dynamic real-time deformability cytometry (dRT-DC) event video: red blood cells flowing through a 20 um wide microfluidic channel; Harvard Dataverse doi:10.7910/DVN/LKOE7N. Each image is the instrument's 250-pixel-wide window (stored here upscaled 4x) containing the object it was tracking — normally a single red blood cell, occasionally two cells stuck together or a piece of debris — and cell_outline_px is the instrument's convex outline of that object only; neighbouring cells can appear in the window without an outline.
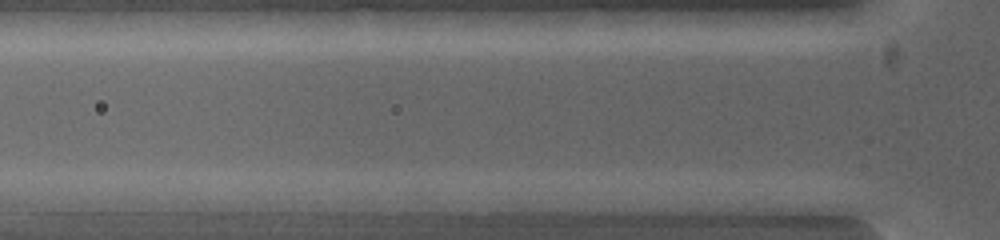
{"species": "common noctule bat (a hibernating species)", "species_latin": "Nyctalus noctula", "temperature_condition": "warm", "stored_images_in_passage": 4, "camera_frame_rate_fps": 5000, "um_per_image_px": 0.085, "animal": {"sex": "female", "body_mass_g": 19.0, "forearm_length_mm": 53.3}, "frame": {"image": 1, "passage_image": 4, "time_ms": 0.6, "image_size_px": [1000, 240], "cell_outline_px": [[816, 216], [772, 216], [716, 208], [696, 200], [752, 192], [784, 192], [816, 200]], "centroid_in_image_um": [65.08, 17.33], "position_along_channel_um": 60.7, "area_um2": 14.91}}